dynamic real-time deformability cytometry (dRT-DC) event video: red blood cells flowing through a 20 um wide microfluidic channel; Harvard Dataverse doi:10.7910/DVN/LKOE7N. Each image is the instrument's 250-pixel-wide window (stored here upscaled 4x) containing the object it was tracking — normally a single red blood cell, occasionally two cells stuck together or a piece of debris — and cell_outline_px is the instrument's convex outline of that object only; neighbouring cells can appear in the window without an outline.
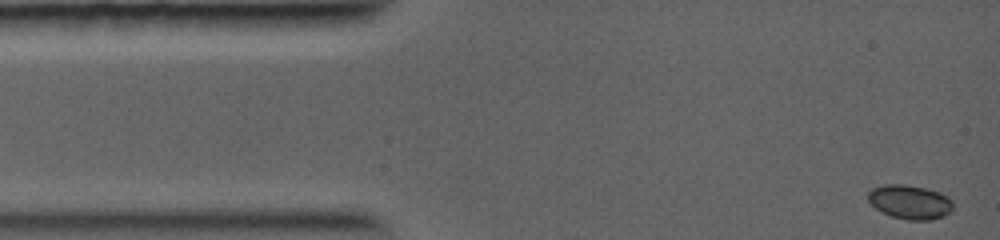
{"species": "common noctule bat (a hibernating species)", "species_latin": "Nyctalus noctula", "temperature_condition": "warm", "stored_images_in_passage": 33, "camera_frame_rate_fps": 5000, "um_per_image_px": 0.085, "animal": {"sex": "female", "body_mass_g": 19.0, "forearm_length_mm": 56.7}, "frame": {"image": 1, "passage_image": 1, "time_ms": 0.0, "image_size_px": [1000, 240], "cell_outline_px": [[952, 208], [944, 216], [932, 220], [908, 220], [892, 216], [876, 208], [868, 200], [868, 192], [872, 188], [884, 184], [904, 184], [924, 188], [940, 192], [948, 196], [952, 200]], "centroid_in_image_um": [77.35, 17.16], "position_along_channel_um": 7.7, "area_um2": 16.82}}
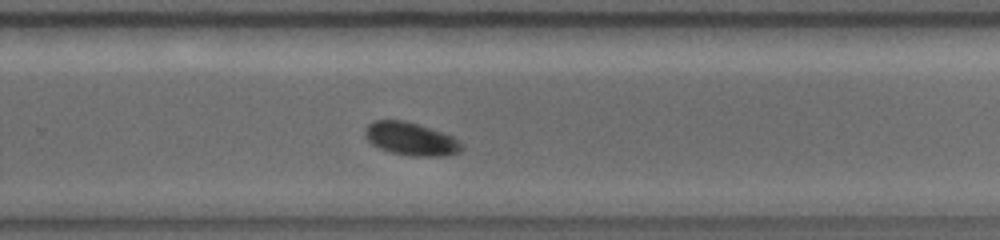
{"frame": {"image": 2, "passage_image": 24, "time_ms": 7.6, "image_size_px": [1000, 240], "cell_outline_px": [[464, 148], [460, 152], [448, 156], [412, 156], [392, 152], [380, 148], [372, 144], [364, 136], [364, 128], [372, 120], [404, 120], [452, 136]], "centroid_in_image_um": [34.88, 11.81], "position_along_channel_um": 294.9, "area_um2": 18.44}}
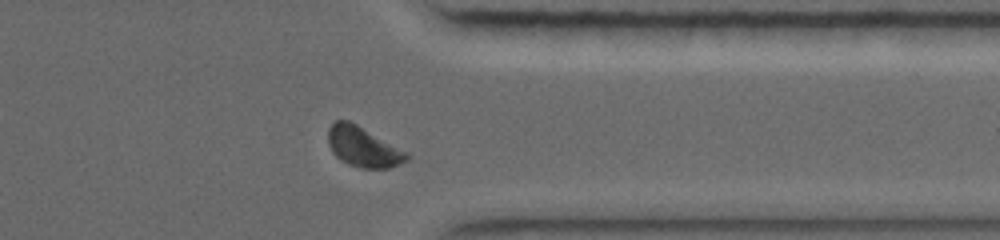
{"frame": {"image": 3, "passage_image": 30, "time_ms": 9.4, "image_size_px": [1000, 240], "cell_outline_px": [[412, 156], [408, 160], [388, 168], [360, 168], [348, 164], [340, 160], [332, 152], [328, 144], [328, 128], [336, 120], [348, 120], [356, 124], [408, 152]], "centroid_in_image_um": [30.87, 12.49], "position_along_channel_um": 380.5, "area_um2": 18.38}}